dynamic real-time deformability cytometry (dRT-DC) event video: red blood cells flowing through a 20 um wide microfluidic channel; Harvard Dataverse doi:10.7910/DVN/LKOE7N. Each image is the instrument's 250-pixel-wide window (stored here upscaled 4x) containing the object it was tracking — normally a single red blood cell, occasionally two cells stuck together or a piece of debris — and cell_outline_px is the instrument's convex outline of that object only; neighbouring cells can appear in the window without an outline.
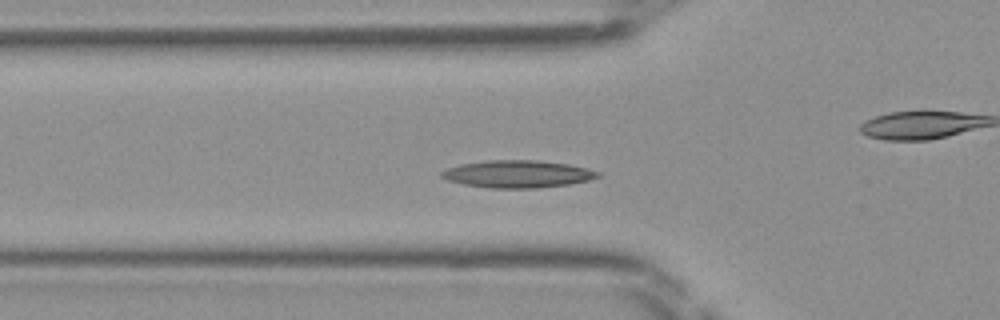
{"species": "Egyptian fruit bat (a non-hibernating species)", "species_latin": "Rousettus aegyptiacus", "temperature_condition": "room temperature", "stored_images_in_passage": 46, "camera_frame_rate_fps": 3000, "um_per_image_px": 0.085, "frame": {"image": 1, "passage_image": 13, "time_ms": 4.0, "image_size_px": [1000, 320], "cell_outline_px": [[600, 176], [588, 180], [568, 184], [536, 188], [492, 188], [464, 184], [448, 180], [440, 176], [440, 172], [448, 168], [460, 164], [488, 160], [540, 160], [568, 164], [588, 168], [600, 172]], "centroid_in_image_um": [44.0, 14.78], "position_along_channel_um": 81.8, "area_um2": 24.85}}
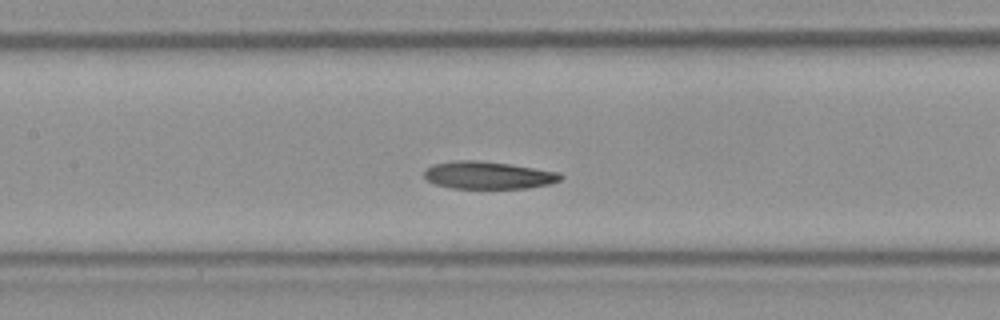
{"frame": {"image": 2, "passage_image": 19, "time_ms": 6.0, "image_size_px": [1000, 320], "cell_outline_px": [[564, 176], [560, 180], [548, 184], [528, 188], [452, 188], [436, 184], [428, 180], [424, 176], [424, 172], [432, 164], [452, 160], [476, 160], [508, 164], [560, 172]], "centroid_in_image_um": [41.49, 14.89], "position_along_channel_um": 165.9, "area_um2": 21.73}}
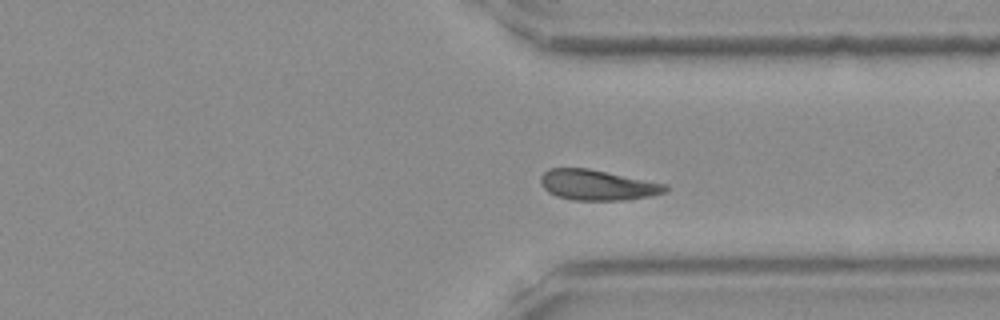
{"frame": {"image": 3, "passage_image": 33, "time_ms": 10.667, "image_size_px": [1000, 320], "cell_outline_px": [[668, 192], [652, 196], [624, 200], [576, 200], [556, 196], [548, 192], [540, 184], [540, 176], [544, 172], [552, 168], [588, 168], [668, 184]], "centroid_in_image_um": [50.81, 15.73], "position_along_channel_um": 360.6, "area_um2": 22.25}}